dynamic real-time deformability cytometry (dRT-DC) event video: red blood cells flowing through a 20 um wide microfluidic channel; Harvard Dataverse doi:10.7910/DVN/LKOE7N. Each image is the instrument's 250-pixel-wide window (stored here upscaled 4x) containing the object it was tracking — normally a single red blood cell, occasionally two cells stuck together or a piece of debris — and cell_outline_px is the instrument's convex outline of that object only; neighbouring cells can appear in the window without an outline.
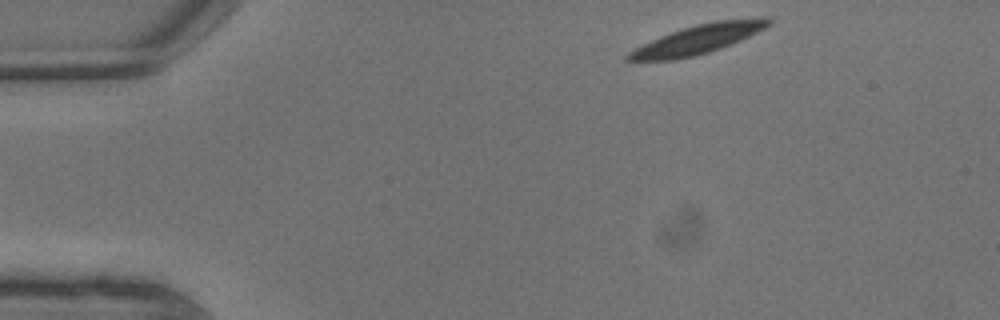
{"species": "common noctule bat (a hibernating species)", "species_latin": "Nyctalus noctula", "temperature_condition": "warm", "stored_images_in_passage": 4, "camera_frame_rate_fps": 3000, "um_per_image_px": 0.085, "animal": {"sex": "male", "body_mass_g": 13.3}, "frame": {"image": 1, "passage_image": 1, "time_ms": 0.0, "image_size_px": [1000, 320], "cell_outline_px": [[772, 24], [740, 40], [720, 48], [708, 52], [676, 60], [624, 60], [624, 56], [628, 52], [660, 36], [696, 24], [716, 20], [760, 16], [772, 16]], "centroid_in_image_um": [59.4, 3.31], "position_along_channel_um": 25.6, "area_um2": 23.76}}
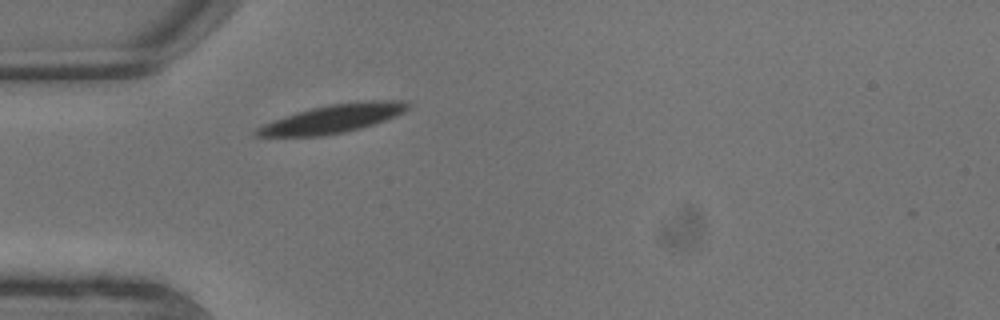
{"frame": {"image": 2, "passage_image": 4, "time_ms": 1.0, "image_size_px": [1000, 320], "cell_outline_px": [[412, 104], [404, 112], [384, 120], [360, 128], [344, 132], [324, 136], [252, 136], [252, 132], [256, 128], [272, 120], [296, 112], [312, 108], [332, 104], [368, 100], [412, 100]], "centroid_in_image_um": [28.3, 10.08], "position_along_channel_um": 56.7, "area_um2": 25.09}}